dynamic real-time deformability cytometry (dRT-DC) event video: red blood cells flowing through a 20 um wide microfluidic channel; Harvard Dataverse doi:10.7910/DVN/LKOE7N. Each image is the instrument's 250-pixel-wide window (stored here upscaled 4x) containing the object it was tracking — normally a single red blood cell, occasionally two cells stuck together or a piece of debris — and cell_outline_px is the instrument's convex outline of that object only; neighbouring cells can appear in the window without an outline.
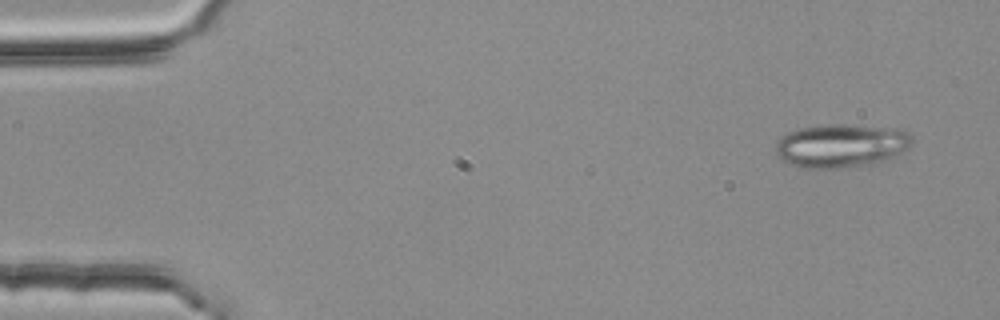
{"species": "common noctule bat (a hibernating species)", "species_latin": "Nyctalus noctula", "temperature_condition": "room temperature", "stored_images_in_passage": 4, "camera_frame_rate_fps": 3000, "um_per_image_px": 0.085, "animal": {"sex": "female", "body_mass_g": 25.1}, "frame": {"image": 1, "passage_image": 1, "time_ms": 0.0, "image_size_px": [1000, 320], "cell_outline_px": [[912, 144], [908, 148], [896, 156], [872, 164], [840, 168], [804, 168], [792, 164], [784, 160], [776, 152], [776, 144], [788, 132], [800, 128], [832, 124], [844, 124], [888, 128], [908, 132], [912, 136]], "centroid_in_image_um": [71.53, 12.39], "position_along_channel_um": 13.5, "area_um2": 34.16}}